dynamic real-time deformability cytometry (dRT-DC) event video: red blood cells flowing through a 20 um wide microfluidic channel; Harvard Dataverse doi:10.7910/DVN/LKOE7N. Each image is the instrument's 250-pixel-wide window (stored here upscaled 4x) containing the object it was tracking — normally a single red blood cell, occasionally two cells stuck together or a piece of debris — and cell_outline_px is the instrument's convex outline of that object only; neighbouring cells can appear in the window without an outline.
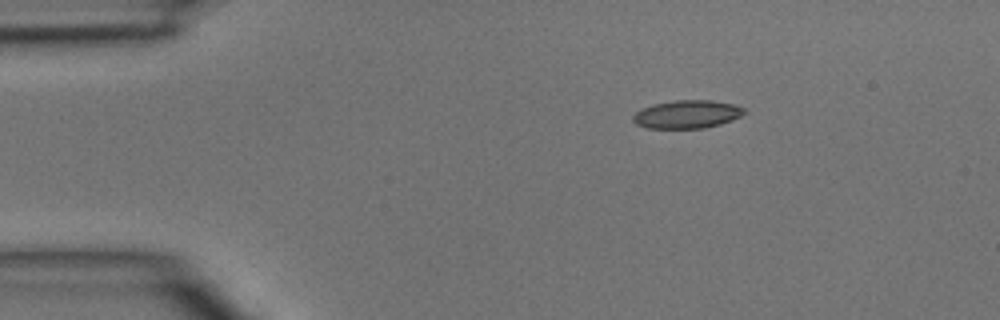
{"species": "common noctule bat (a hibernating species)", "species_latin": "Nyctalus noctula", "temperature_condition": "room temperature", "stored_images_in_passage": 40, "camera_frame_rate_fps": 3000, "um_per_image_px": 0.085, "animal": {"sex": "male", "body_mass_g": 15.6}, "frame": {"image": 1, "passage_image": 1, "time_ms": 0.0, "image_size_px": [1000, 320], "cell_outline_px": [[748, 112], [732, 120], [720, 124], [704, 128], [648, 128], [636, 124], [632, 120], [632, 116], [636, 112], [652, 104], [676, 100], [712, 100], [732, 104], [744, 108]], "centroid_in_image_um": [58.41, 9.71], "position_along_channel_um": 26.6, "area_um2": 18.21}}
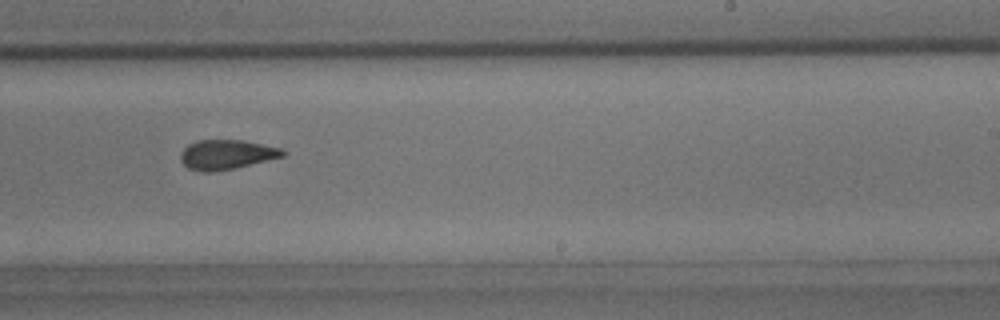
{"frame": {"image": 2, "passage_image": 22, "time_ms": 7.0, "image_size_px": [1000, 320], "cell_outline_px": [[288, 152], [284, 156], [232, 168], [212, 172], [200, 172], [188, 168], [180, 160], [180, 152], [188, 144], [196, 140], [244, 140], [280, 148]], "centroid_in_image_um": [19.21, 13.13], "position_along_channel_um": 269.8, "area_um2": 17.57}}
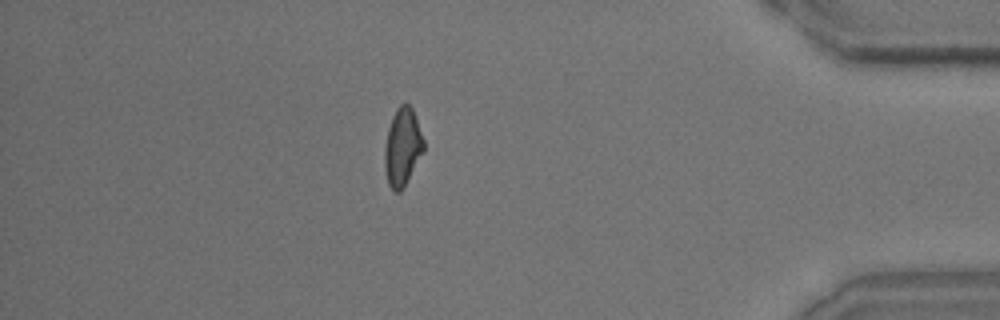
{"frame": {"image": 3, "passage_image": 34, "time_ms": 11.0, "image_size_px": [1000, 320], "cell_outline_px": [[424, 152], [400, 192], [396, 192], [388, 184], [384, 168], [384, 148], [388, 128], [392, 116], [396, 108], [400, 104], [408, 104], [412, 108], [424, 140]], "centroid_in_image_um": [34.2, 12.49], "position_along_channel_um": 401.0, "area_um2": 17.69}}